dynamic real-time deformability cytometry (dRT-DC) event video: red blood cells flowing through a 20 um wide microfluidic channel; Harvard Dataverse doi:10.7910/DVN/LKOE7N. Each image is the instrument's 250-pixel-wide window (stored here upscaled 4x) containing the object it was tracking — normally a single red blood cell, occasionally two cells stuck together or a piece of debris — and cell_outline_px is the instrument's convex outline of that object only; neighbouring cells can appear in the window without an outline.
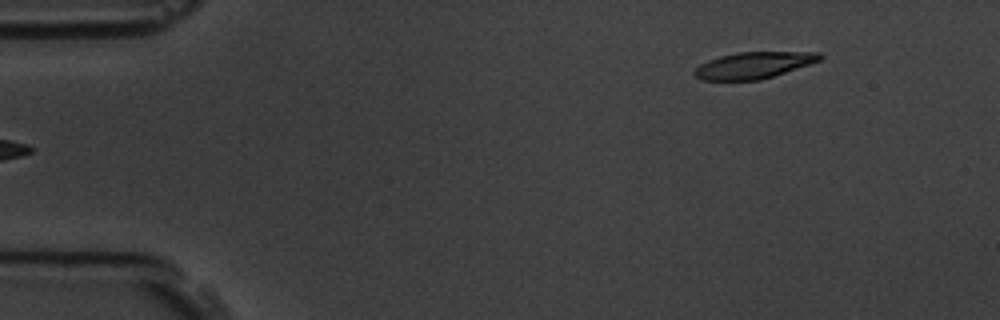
{"species": "common noctule bat (a hibernating species)", "species_latin": "Nyctalus noctula", "temperature_condition": "room temperature", "stored_images_in_passage": 6, "segment_of_instrument_passage": [2, 2], "camera_frame_rate_fps": 3000, "um_per_image_px": 0.085, "animal": {"sex": "male", "body_mass_g": 19.5, "forearm_length_mm": 54.6}, "frame": {"image": 1, "passage_image": 6, "time_ms": 6.333, "image_size_px": [1000, 320], "cell_outline_px": [[824, 56], [820, 60], [760, 80], [700, 80], [692, 72], [700, 64], [708, 60], [720, 56], [736, 52], [820, 52]], "centroid_in_image_um": [64.02, 5.54], "position_along_channel_um": 21.0, "area_um2": 19.19}}